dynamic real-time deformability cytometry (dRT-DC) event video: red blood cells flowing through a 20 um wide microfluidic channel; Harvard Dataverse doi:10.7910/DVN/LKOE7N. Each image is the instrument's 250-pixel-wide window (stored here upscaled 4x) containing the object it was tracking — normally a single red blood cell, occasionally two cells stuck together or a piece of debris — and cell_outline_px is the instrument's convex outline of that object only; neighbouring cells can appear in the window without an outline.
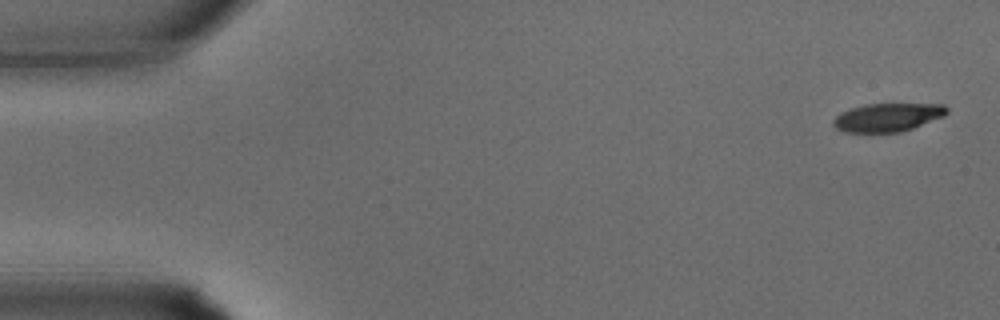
{"species": "common noctule bat (a hibernating species)", "species_latin": "Nyctalus noctula", "temperature_condition": "warm", "stored_images_in_passage": 8, "camera_frame_rate_fps": 3000, "um_per_image_px": 0.085, "animal": {"sex": "male", "body_mass_g": 15.6}, "frame": {"image": 1, "passage_image": 1, "time_ms": 0.0, "image_size_px": [1000, 320], "cell_outline_px": [[948, 112], [944, 116], [912, 128], [900, 132], [844, 132], [836, 128], [832, 124], [832, 120], [840, 112], [864, 104], [944, 104], [948, 108]], "centroid_in_image_um": [75.43, 9.97], "position_along_channel_um": 9.6, "area_um2": 18.73}}